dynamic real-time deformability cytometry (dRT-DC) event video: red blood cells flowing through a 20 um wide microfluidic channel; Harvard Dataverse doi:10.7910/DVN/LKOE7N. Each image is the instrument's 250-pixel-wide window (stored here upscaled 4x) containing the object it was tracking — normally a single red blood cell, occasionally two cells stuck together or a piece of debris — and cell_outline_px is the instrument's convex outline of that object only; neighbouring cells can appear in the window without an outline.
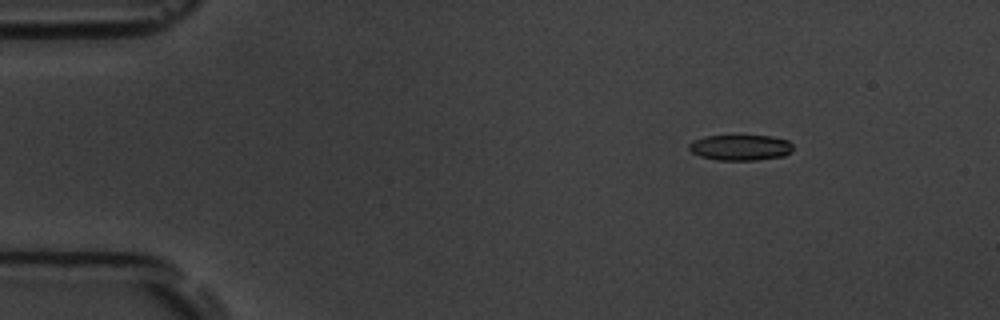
{"species": "common noctule bat (a hibernating species)", "species_latin": "Nyctalus noctula", "temperature_condition": "room temperature", "stored_images_in_passage": 55, "camera_frame_rate_fps": 3000, "um_per_image_px": 0.085, "animal": {"sex": "male", "body_mass_g": 19.5, "forearm_length_mm": 54.6}, "frame": {"image": 1, "passage_image": 8, "time_ms": 2.333, "image_size_px": [1000, 320], "cell_outline_px": [[792, 152], [784, 156], [756, 160], [716, 160], [700, 156], [692, 152], [688, 148], [688, 144], [692, 140], [704, 136], [772, 136], [788, 140], [792, 144]], "centroid_in_image_um": [62.93, 12.54], "position_along_channel_um": 22.1, "area_um2": 15.66}}
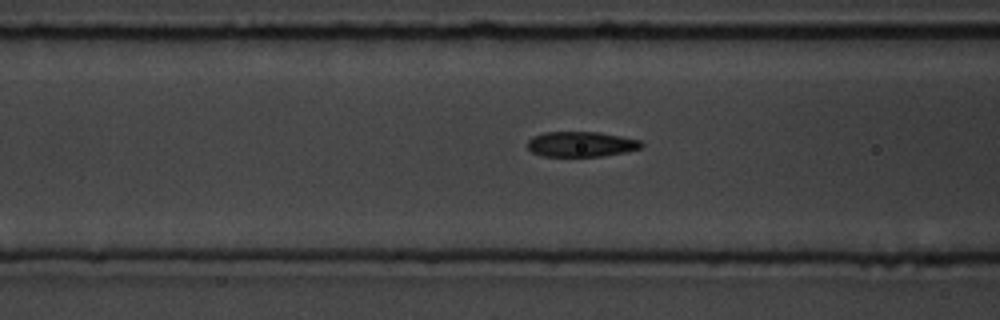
{"frame": {"image": 2, "passage_image": 22, "time_ms": 7.0, "image_size_px": [1000, 320], "cell_outline_px": [[644, 144], [640, 148], [628, 152], [604, 156], [544, 156], [532, 152], [528, 148], [528, 140], [532, 136], [544, 132], [600, 132], [640, 140]], "centroid_in_image_um": [49.41, 12.25], "position_along_channel_um": 117.2, "area_um2": 16.82}}
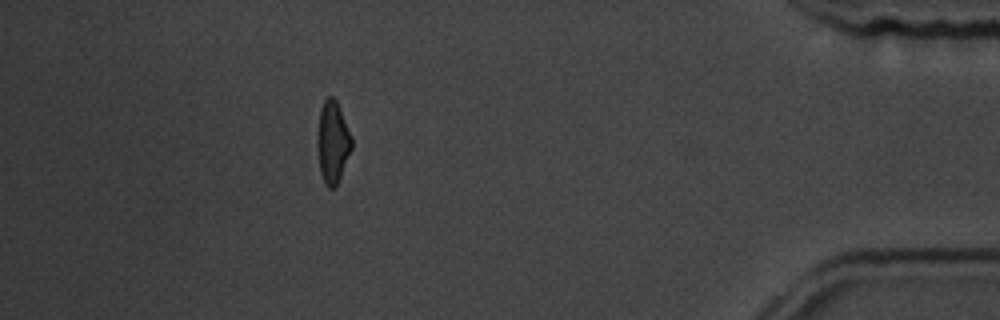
{"frame": {"image": 3, "passage_image": 49, "time_ms": 16.0, "image_size_px": [1000, 320], "cell_outline_px": [[352, 148], [340, 176], [336, 184], [332, 188], [328, 188], [324, 184], [320, 172], [316, 136], [320, 108], [324, 100], [328, 96], [332, 96], [336, 100], [340, 108], [352, 136]], "centroid_in_image_um": [28.26, 12.04], "position_along_channel_um": 406.9, "area_um2": 16.47}, "authors_computed_cell_mechanics": {"area_um2": 16.9354, "velocity_mm_per_s": 3.7888, "shape_relaxation_time_tau1_ms": 3.6207, "shape_relaxation_time_tau2_ms": 2.3944, "deformation_change_tau1": 0.1346, "deformation_change_tau2": 0.0904}}